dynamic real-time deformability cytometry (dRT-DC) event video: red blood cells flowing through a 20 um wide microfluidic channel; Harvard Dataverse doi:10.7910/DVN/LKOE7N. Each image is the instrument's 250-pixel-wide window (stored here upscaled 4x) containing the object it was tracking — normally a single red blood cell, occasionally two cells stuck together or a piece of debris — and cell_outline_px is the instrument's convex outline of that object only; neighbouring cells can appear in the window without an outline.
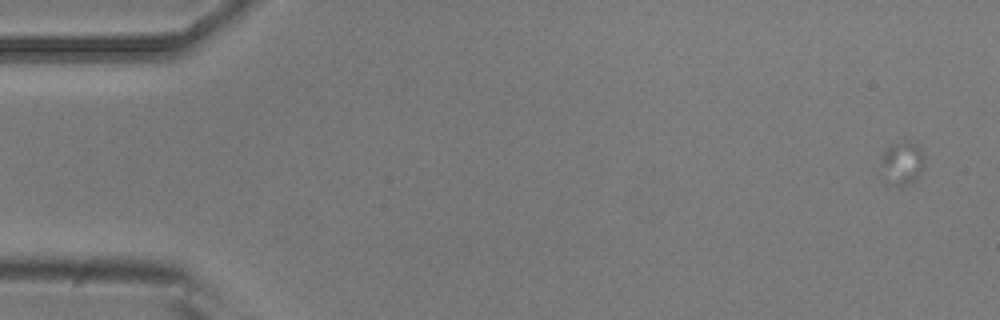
{"species": "common noctule bat (a hibernating species)", "species_latin": "Nyctalus noctula", "temperature_condition": "room temperature", "stored_images_in_passage": 5, "camera_frame_rate_fps": 3000, "um_per_image_px": 0.085, "animal": {"sex": "male", "body_mass_g": 20.5, "forearm_length_mm": 52.5}, "frame": {"image": 1, "passage_image": 1, "time_ms": 0.0, "image_size_px": [1000, 320], "cell_outline_px": [[924, 168], [916, 180], [912, 184], [900, 188], [884, 184], [884, 152], [888, 148], [904, 140], [916, 144], [920, 148], [924, 156]], "centroid_in_image_um": [76.74, 13.96], "position_along_channel_um": 8.3, "area_um2": 11.04}}
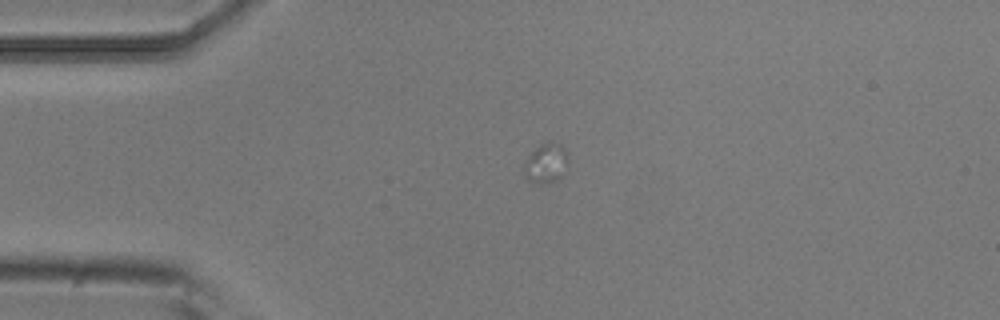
{"frame": {"image": 2, "passage_image": 4, "time_ms": 1.0, "image_size_px": [1000, 320], "cell_outline_px": [[568, 164], [560, 176], [556, 180], [548, 184], [540, 184], [528, 180], [524, 176], [524, 164], [532, 152], [540, 144], [560, 144], [568, 152]], "centroid_in_image_um": [46.42, 13.91], "position_along_channel_um": 38.6, "area_um2": 10.0}}